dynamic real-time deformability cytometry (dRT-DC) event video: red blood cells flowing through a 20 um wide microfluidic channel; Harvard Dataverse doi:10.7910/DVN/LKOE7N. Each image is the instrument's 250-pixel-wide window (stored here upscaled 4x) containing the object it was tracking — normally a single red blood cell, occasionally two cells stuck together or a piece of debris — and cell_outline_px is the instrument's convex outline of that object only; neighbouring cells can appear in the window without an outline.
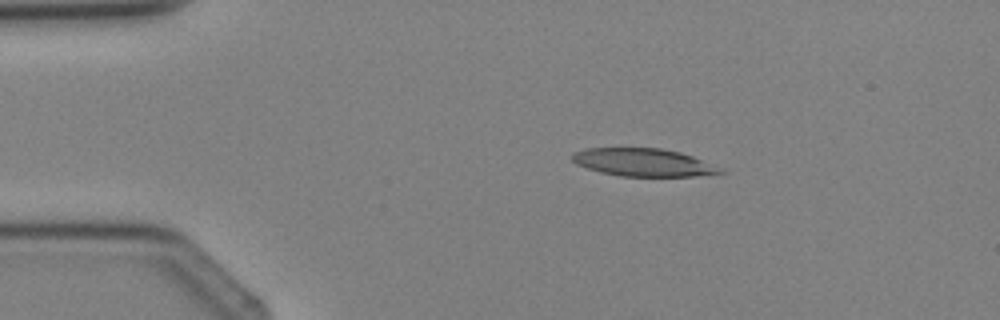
{"species": "Egyptian fruit bat (a non-hibernating species)", "species_latin": "Rousettus aegyptiacus", "temperature_condition": "cold", "stored_images_in_passage": 2, "camera_frame_rate_fps": 3000, "um_per_image_px": 0.085, "animal": {"sex": "female"}, "frame": {"image": 1, "passage_image": 1, "time_ms": 0.0, "image_size_px": [1000, 320], "cell_outline_px": [[728, 172], [712, 176], [620, 176], [600, 172], [576, 164], [572, 160], [572, 152], [584, 148], [660, 148], [680, 152], [692, 156], [720, 168]], "centroid_in_image_um": [54.7, 13.81], "position_along_channel_um": 30.3, "area_um2": 24.16}}